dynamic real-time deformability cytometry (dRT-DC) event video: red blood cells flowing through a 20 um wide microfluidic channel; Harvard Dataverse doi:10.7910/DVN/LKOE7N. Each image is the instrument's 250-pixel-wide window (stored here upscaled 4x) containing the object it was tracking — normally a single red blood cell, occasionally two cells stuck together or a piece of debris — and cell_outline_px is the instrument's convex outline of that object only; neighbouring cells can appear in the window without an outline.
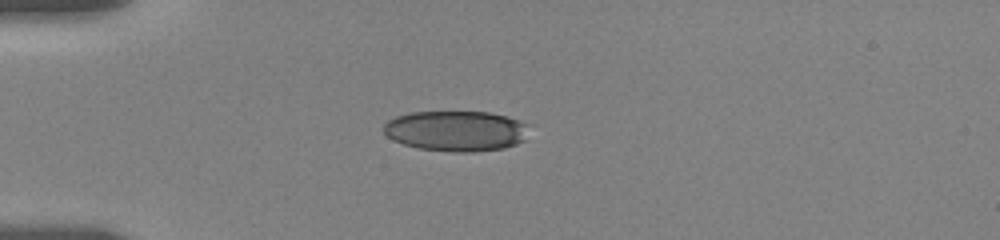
{"species": "human", "species_latin": "Homo sapiens", "temperature_condition": "room temperature", "stored_images_in_passage": 16, "camera_frame_rate_fps": 3000, "um_per_image_px": 0.085, "donor": {"sex": "female"}, "frame": {"image": 1, "passage_image": 1, "time_ms": 0.0, "image_size_px": [1000, 240], "cell_outline_px": [[528, 124], [524, 140], [516, 144], [504, 148], [472, 152], [452, 152], [420, 148], [404, 144], [392, 140], [384, 132], [384, 124], [388, 120], [396, 116], [408, 112], [488, 112], [504, 116]], "centroid_in_image_um": [38.73, 11.13], "position_along_channel_um": 46.3, "area_um2": 34.1}}
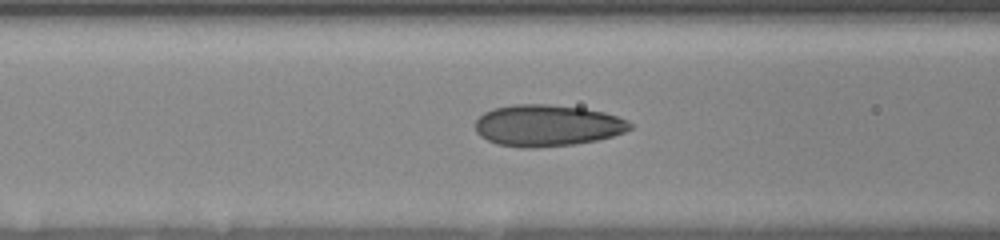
{"frame": {"image": 2, "passage_image": 7, "time_ms": 2.667, "image_size_px": [1000, 240], "cell_outline_px": [[632, 128], [624, 132], [612, 136], [596, 140], [572, 144], [536, 148], [524, 148], [496, 144], [480, 136], [476, 132], [476, 120], [484, 112], [492, 108], [512, 104], [548, 104], [584, 108], [604, 112], [628, 120], [632, 124]], "centroid_in_image_um": [46.5, 10.66], "position_along_channel_um": 120.1, "area_um2": 37.57}}
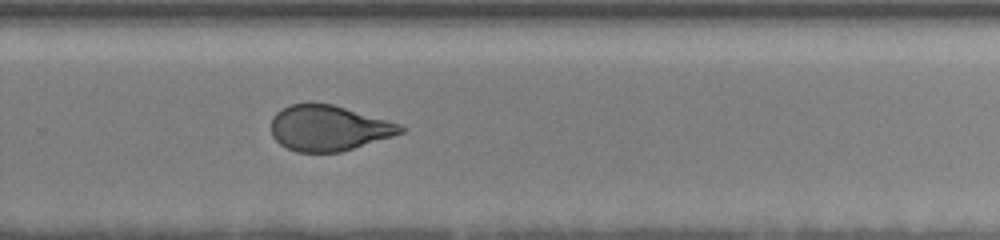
{"frame": {"image": 3, "passage_image": 16, "time_ms": 7.667, "image_size_px": [1000, 240], "cell_outline_px": [[408, 128], [404, 132], [392, 136], [340, 152], [296, 152], [280, 144], [272, 136], [272, 116], [276, 112], [292, 104], [332, 104], [400, 124]], "centroid_in_image_um": [27.93, 10.9], "position_along_channel_um": 301.9, "area_um2": 33.87}}